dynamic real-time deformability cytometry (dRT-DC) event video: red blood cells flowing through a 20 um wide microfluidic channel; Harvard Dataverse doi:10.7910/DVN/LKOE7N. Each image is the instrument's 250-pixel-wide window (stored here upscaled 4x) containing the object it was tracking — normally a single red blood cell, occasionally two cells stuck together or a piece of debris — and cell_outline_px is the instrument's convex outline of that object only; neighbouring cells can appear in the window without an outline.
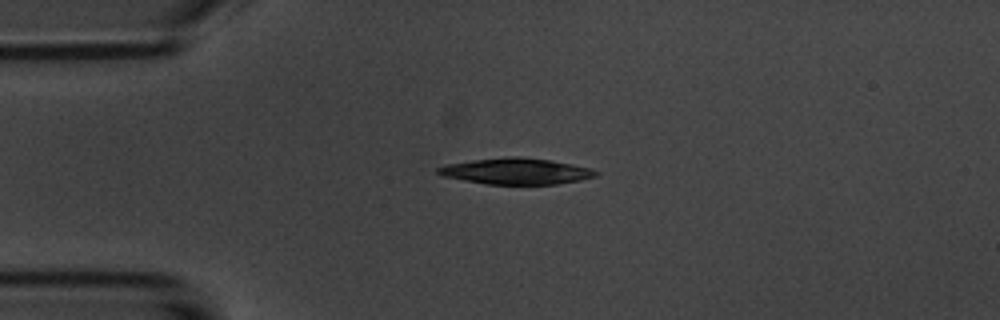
{"species": "common noctule bat (a hibernating species)", "species_latin": "Nyctalus noctula", "temperature_condition": "room temperature", "stored_images_in_passage": 1, "camera_frame_rate_fps": 3000, "um_per_image_px": 0.085, "animal": {"sex": "male", "body_mass_g": 20.1, "forearm_length_mm": 53.5}, "frame": {"image": 1, "passage_image": 1, "time_ms": 0.0, "image_size_px": [1000, 320], "cell_outline_px": [[600, 172], [596, 176], [580, 180], [556, 184], [488, 184], [444, 176], [436, 172], [436, 168], [448, 164], [476, 160], [508, 156], [520, 156], [552, 160], [592, 168]], "centroid_in_image_um": [43.94, 14.54], "position_along_channel_um": 41.1, "area_um2": 23.87}}